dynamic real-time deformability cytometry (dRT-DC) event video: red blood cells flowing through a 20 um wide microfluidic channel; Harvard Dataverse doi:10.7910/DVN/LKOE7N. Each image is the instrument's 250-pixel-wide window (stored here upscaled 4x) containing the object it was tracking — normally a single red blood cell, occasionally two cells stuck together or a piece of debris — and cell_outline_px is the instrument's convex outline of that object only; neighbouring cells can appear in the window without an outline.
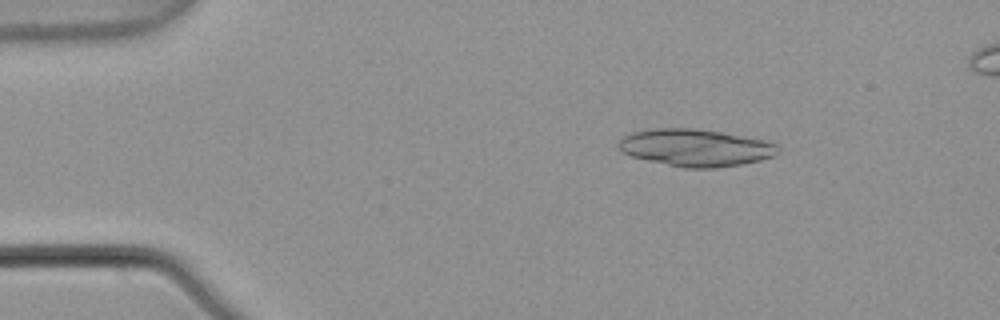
{"species": "common noctule bat (a hibernating species)", "species_latin": "Nyctalus noctula", "temperature_condition": "warm", "stored_images_in_passage": 3, "camera_frame_rate_fps": 3000, "um_per_image_px": 0.085, "animal": {"sex": "male", "body_mass_g": 21.5, "forearm_length_mm": 52.0}, "frame": {"image": 1, "passage_image": 1, "time_ms": 0.0, "image_size_px": [1000, 320], "cell_outline_px": [[780, 152], [772, 156], [760, 160], [740, 164], [716, 168], [684, 168], [648, 160], [632, 156], [624, 152], [616, 144], [624, 136], [632, 132], [652, 128], [692, 128], [720, 132], [764, 140], [776, 144], [780, 148]], "centroid_in_image_um": [59.12, 12.55], "position_along_channel_um": 25.9, "area_um2": 34.33}}